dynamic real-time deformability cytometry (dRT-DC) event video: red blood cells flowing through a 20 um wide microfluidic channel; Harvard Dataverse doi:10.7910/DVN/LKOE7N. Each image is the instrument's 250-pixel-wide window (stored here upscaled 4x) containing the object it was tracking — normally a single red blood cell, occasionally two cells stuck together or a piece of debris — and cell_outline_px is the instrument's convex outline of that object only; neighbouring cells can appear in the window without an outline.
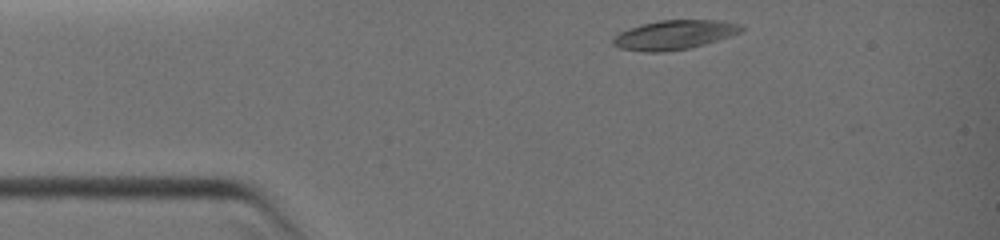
{"species": "common noctule bat (a hibernating species)", "species_latin": "Nyctalus noctula", "temperature_condition": "warm", "stored_images_in_passage": 5, "camera_frame_rate_fps": 3000, "um_per_image_px": 0.085, "animal": {"sex": "female", "body_mass_g": 19.0, "forearm_length_mm": 51.5}, "frame": {"image": 1, "passage_image": 1, "time_ms": 0.0, "image_size_px": [1000, 240], "cell_outline_px": [[744, 28], [740, 32], [704, 44], [688, 48], [664, 52], [644, 52], [620, 48], [612, 44], [612, 40], [620, 32], [628, 28], [640, 24], [660, 20], [720, 20], [740, 24]], "centroid_in_image_um": [57.27, 2.95], "position_along_channel_um": 27.7, "area_um2": 21.73}}
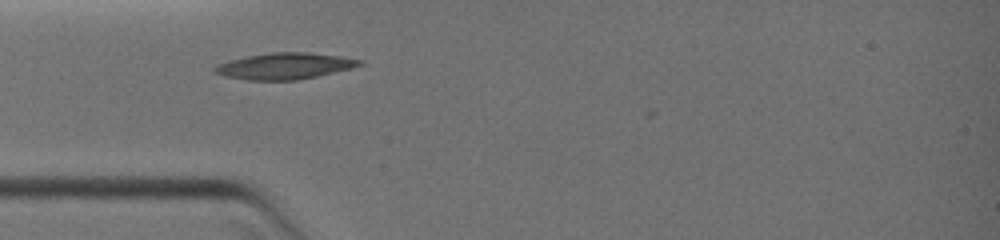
{"frame": {"image": 2, "passage_image": 4, "time_ms": 1.667, "image_size_px": [1000, 240], "cell_outline_px": [[364, 64], [352, 68], [316, 76], [296, 80], [248, 80], [224, 76], [212, 72], [212, 68], [228, 60], [248, 56], [272, 52], [308, 52], [344, 56], [364, 60]], "centroid_in_image_um": [24.22, 5.6], "position_along_channel_um": 60.8, "area_um2": 22.31}}
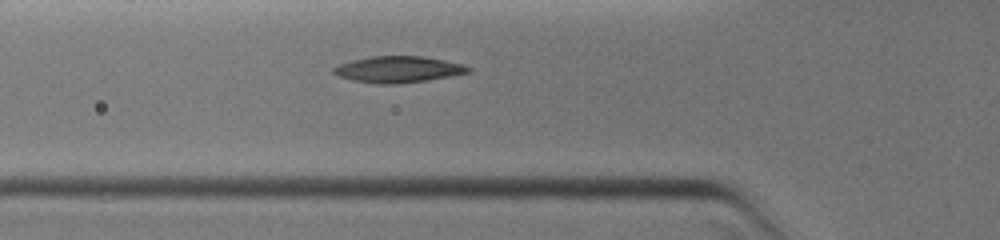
{"frame": {"image": 3, "passage_image": 5, "time_ms": 2.333, "image_size_px": [1000, 240], "cell_outline_px": [[472, 72], [452, 76], [428, 80], [396, 84], [376, 84], [352, 80], [336, 76], [332, 72], [332, 68], [340, 64], [352, 60], [372, 56], [424, 56], [464, 64], [472, 68]], "centroid_in_image_um": [33.87, 5.9], "position_along_channel_um": 91.9, "area_um2": 20.92}}